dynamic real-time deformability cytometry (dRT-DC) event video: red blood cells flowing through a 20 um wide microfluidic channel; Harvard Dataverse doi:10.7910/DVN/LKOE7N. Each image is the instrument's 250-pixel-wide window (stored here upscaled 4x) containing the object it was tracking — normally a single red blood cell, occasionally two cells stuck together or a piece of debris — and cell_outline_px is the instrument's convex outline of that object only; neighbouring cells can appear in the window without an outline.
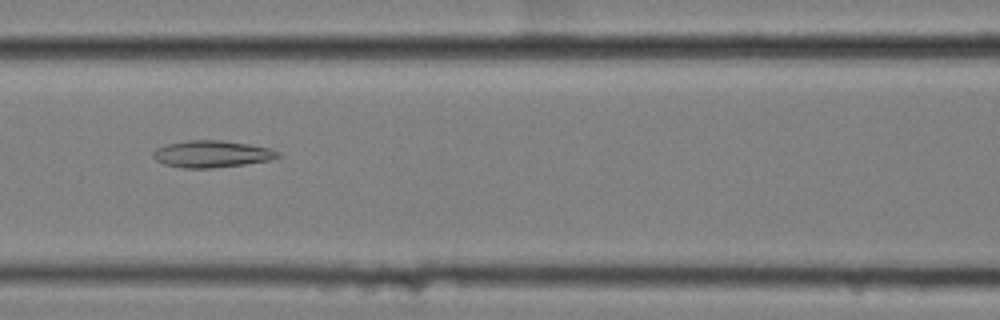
{"species": "common noctule bat (a hibernating species)", "species_latin": "Nyctalus noctula", "temperature_condition": "cold", "stored_images_in_passage": 45, "camera_frame_rate_fps": 3000, "um_per_image_px": 0.085, "animal": {"sex": "female", "body_mass_g": 25.1}, "frame": {"image": 1, "passage_image": 12, "time_ms": 3.667, "image_size_px": [1000, 320], "cell_outline_px": [[284, 156], [272, 160], [244, 164], [212, 168], [184, 168], [164, 164], [156, 160], [152, 156], [152, 152], [156, 148], [168, 144], [188, 140], [220, 140], [248, 144], [268, 148], [280, 152]], "centroid_in_image_um": [18.03, 13.09], "position_along_channel_um": 148.6, "area_um2": 19.59}}
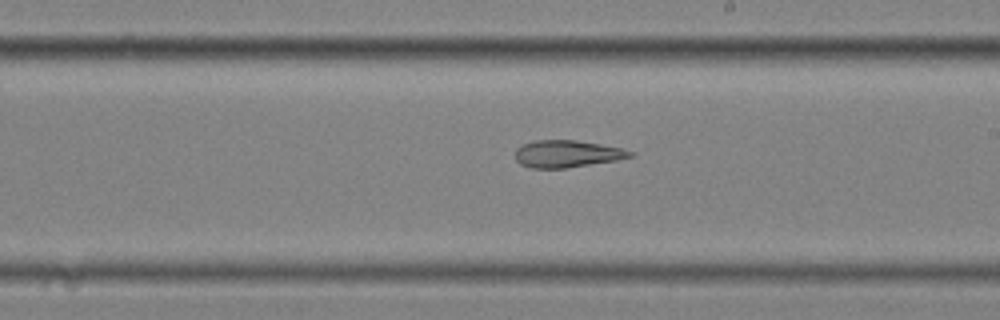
{"frame": {"image": 2, "passage_image": 20, "time_ms": 6.333, "image_size_px": [1000, 320], "cell_outline_px": [[636, 152], [632, 156], [616, 160], [564, 168], [532, 168], [520, 164], [516, 160], [516, 148], [520, 144], [532, 140], [576, 140], [600, 144], [620, 148]], "centroid_in_image_um": [48.15, 13.06], "position_along_channel_um": 240.8, "area_um2": 18.15}}
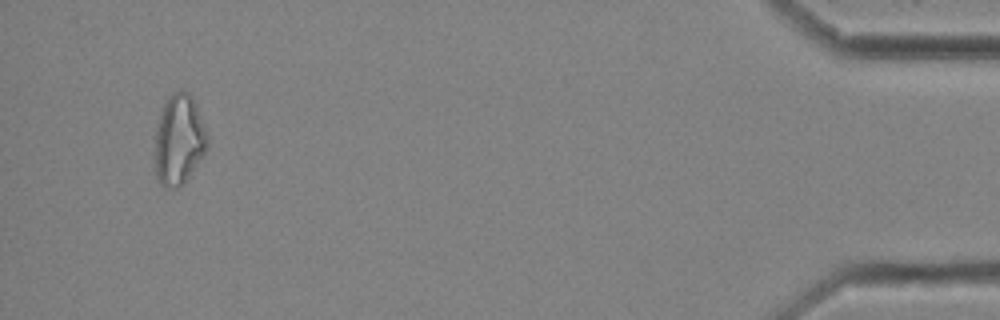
{"frame": {"image": 3, "passage_image": 42, "time_ms": 13.667, "image_size_px": [1000, 320], "cell_outline_px": [[208, 148], [188, 176], [176, 188], [164, 188], [156, 180], [152, 168], [156, 128], [160, 112], [168, 96], [172, 92], [188, 92], [192, 96], [196, 104], [208, 136]], "centroid_in_image_um": [15.15, 11.91], "position_along_channel_um": 420.0, "area_um2": 28.03}, "authors_computed_cell_mechanics": {"area_um2": 20.6346, "velocity_mm_per_s": 3.4733, "shape_relaxation_time_tau1_ms": null, "shape_relaxation_time_tau2_ms": 4.3702, "deformation_change_tau1": null, "deformation_change_tau2": 0.1279}}